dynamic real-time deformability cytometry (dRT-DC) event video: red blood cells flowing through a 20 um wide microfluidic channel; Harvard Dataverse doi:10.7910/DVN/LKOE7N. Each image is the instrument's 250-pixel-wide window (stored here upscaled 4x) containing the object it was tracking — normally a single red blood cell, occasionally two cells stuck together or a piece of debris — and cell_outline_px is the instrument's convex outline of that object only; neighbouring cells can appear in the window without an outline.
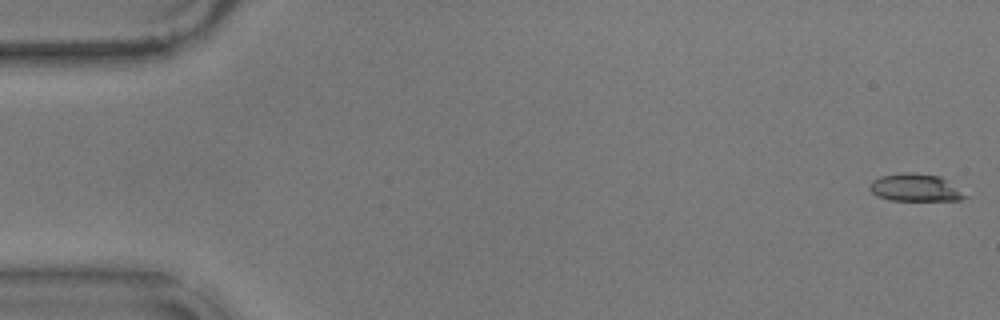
{"species": "common noctule bat (a hibernating species)", "species_latin": "Nyctalus noctula", "temperature_condition": "warm", "stored_images_in_passage": 9, "camera_frame_rate_fps": 3000, "um_per_image_px": 0.085, "animal": {"sex": "male", "body_mass_g": 17.9}, "frame": {"image": 1, "passage_image": 1, "time_ms": 0.0, "image_size_px": [1000, 320], "cell_outline_px": [[968, 196], [960, 200], [888, 200], [872, 192], [868, 188], [872, 180], [880, 176], [904, 172], [912, 172], [940, 176]], "centroid_in_image_um": [77.76, 15.94], "position_along_channel_um": 7.2, "area_um2": 15.09}}